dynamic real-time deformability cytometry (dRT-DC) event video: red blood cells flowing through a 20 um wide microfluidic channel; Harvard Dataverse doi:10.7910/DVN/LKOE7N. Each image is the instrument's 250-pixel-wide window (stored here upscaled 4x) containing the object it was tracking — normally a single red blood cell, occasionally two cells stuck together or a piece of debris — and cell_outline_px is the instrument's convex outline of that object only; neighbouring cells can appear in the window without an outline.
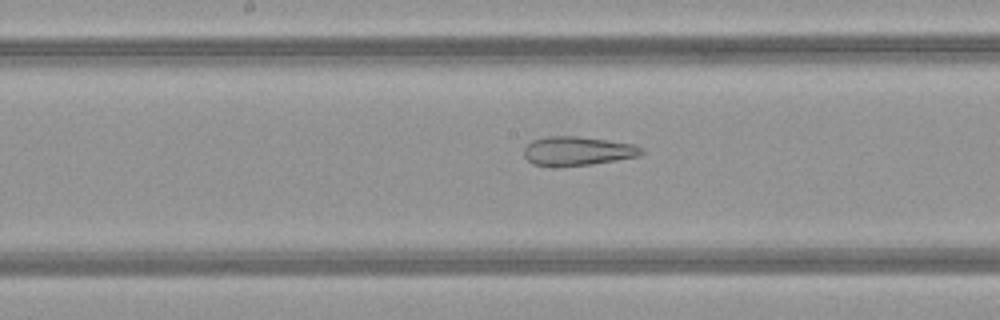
{"species": "common noctule bat (a hibernating species)", "species_latin": "Nyctalus noctula", "temperature_condition": "warm", "stored_images_in_passage": 50, "camera_frame_rate_fps": 3000, "um_per_image_px": 0.085, "animal": {"sex": "female", "body_mass_g": 21.9}, "frame": {"image": 1, "passage_image": 26, "time_ms": 8.333, "image_size_px": [1000, 320], "cell_outline_px": [[644, 152], [640, 156], [592, 164], [560, 168], [532, 164], [524, 156], [524, 148], [532, 140], [548, 136], [576, 136], [632, 144], [644, 148]], "centroid_in_image_um": [49.06, 12.86], "position_along_channel_um": 199.1, "area_um2": 20.06}}
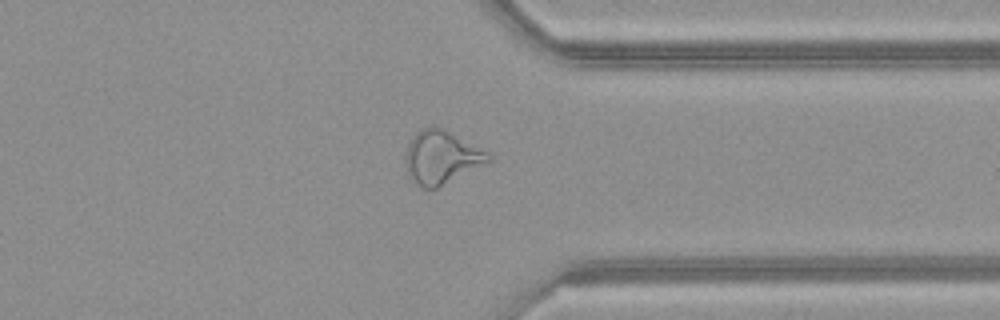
{"frame": {"image": 2, "passage_image": 39, "time_ms": 12.667, "image_size_px": [1000, 320], "cell_outline_px": [[492, 160], [436, 188], [420, 188], [408, 176], [408, 144], [412, 136], [420, 128], [432, 124], [444, 128], [488, 152], [492, 156]], "centroid_in_image_um": [37.53, 13.33], "position_along_channel_um": 373.9, "area_um2": 25.43}}
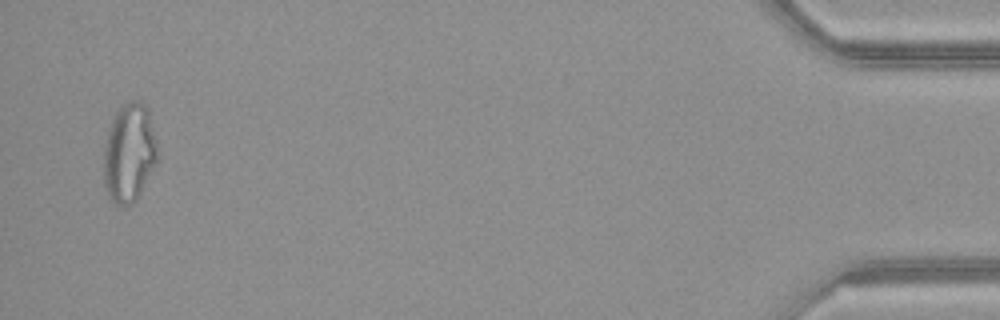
{"frame": {"image": 3, "passage_image": 49, "time_ms": 16.0, "image_size_px": [1000, 320], "cell_outline_px": [[156, 164], [136, 200], [132, 204], [116, 204], [108, 196], [104, 188], [104, 144], [108, 128], [116, 112], [128, 100], [140, 100], [148, 108], [156, 140]], "centroid_in_image_um": [10.97, 12.97], "position_along_channel_um": 424.2, "area_um2": 30.92}, "authors_computed_cell_mechanics": {"area_um2": 27.7151, "velocity_mm_per_s": 4.119, "shape_relaxation_time_tau1_ms": null, "shape_relaxation_time_tau2_ms": 2.1988, "deformation_change_tau1": null, "deformation_change_tau2": 0.1307}}